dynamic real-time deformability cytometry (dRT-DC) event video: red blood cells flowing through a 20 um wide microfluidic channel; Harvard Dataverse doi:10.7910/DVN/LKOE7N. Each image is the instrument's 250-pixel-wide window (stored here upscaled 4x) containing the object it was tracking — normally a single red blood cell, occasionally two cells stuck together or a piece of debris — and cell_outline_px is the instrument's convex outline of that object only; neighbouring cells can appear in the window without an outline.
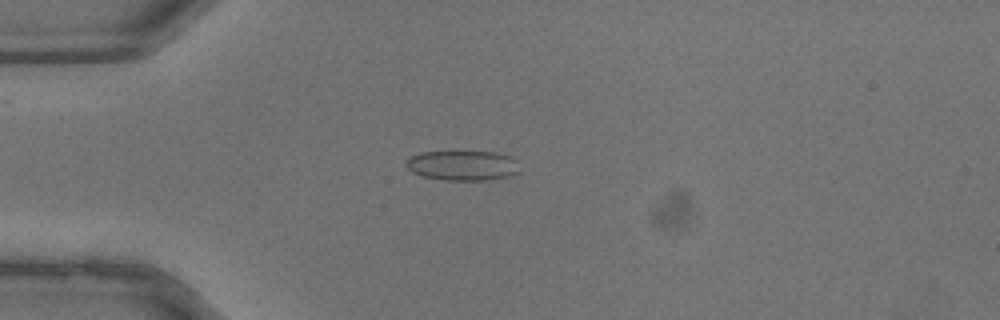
{"species": "common noctule bat (a hibernating species)", "species_latin": "Nyctalus noctula", "temperature_condition": "warm", "stored_images_in_passage": 38, "camera_frame_rate_fps": 3000, "um_per_image_px": 0.085, "animal": {"sex": "male", "body_mass_g": 13.3}, "frame": {"image": 1, "passage_image": 10, "time_ms": 3.0, "image_size_px": [1000, 320], "cell_outline_px": [[520, 172], [508, 176], [488, 180], [448, 180], [424, 176], [412, 172], [404, 164], [412, 156], [420, 152], [496, 152], [508, 156], [516, 160]], "centroid_in_image_um": [39.34, 14.07], "position_along_channel_um": 45.7, "area_um2": 19.59}}
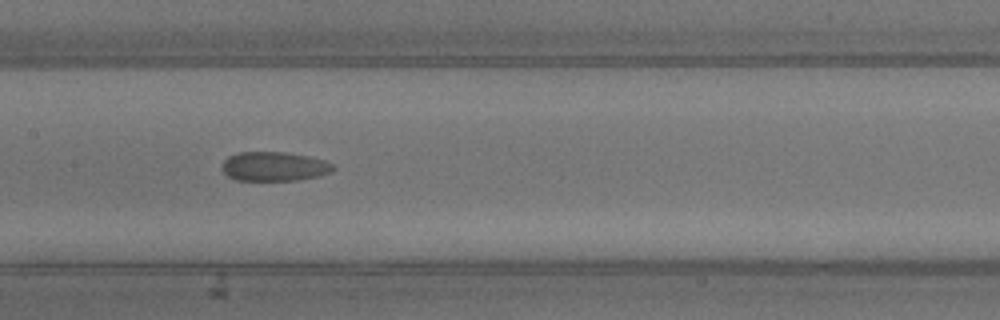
{"frame": {"image": 2, "passage_image": 19, "time_ms": 6.0, "image_size_px": [1000, 320], "cell_outline_px": [[336, 168], [332, 172], [320, 176], [300, 180], [236, 180], [228, 176], [220, 168], [224, 160], [228, 156], [236, 152], [284, 152], [308, 156], [324, 160], [332, 164]], "centroid_in_image_um": [23.3, 14.15], "position_along_channel_um": 184.1, "area_um2": 19.13}}
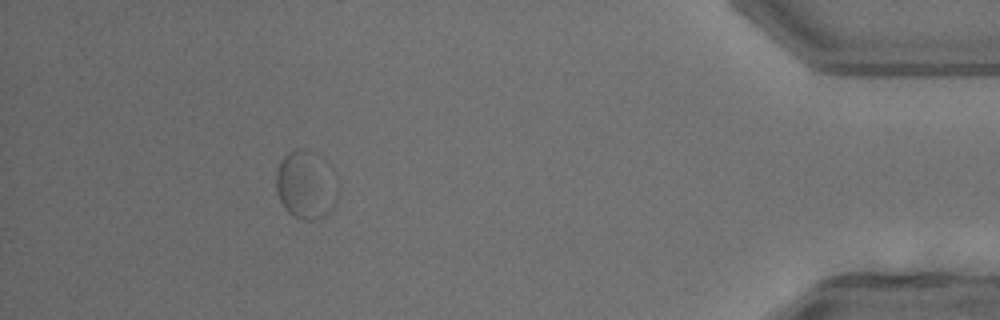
{"frame": {"image": 3, "passage_image": 35, "time_ms": 11.333, "image_size_px": [1000, 320], "cell_outline_px": [[340, 188], [336, 200], [332, 208], [324, 216], [316, 220], [300, 220], [288, 212], [284, 208], [280, 200], [276, 188], [276, 172], [280, 160], [288, 152], [296, 148], [308, 148], [316, 152], [332, 168]], "centroid_in_image_um": [26.03, 15.68], "position_along_channel_um": 409.2, "area_um2": 25.32}}